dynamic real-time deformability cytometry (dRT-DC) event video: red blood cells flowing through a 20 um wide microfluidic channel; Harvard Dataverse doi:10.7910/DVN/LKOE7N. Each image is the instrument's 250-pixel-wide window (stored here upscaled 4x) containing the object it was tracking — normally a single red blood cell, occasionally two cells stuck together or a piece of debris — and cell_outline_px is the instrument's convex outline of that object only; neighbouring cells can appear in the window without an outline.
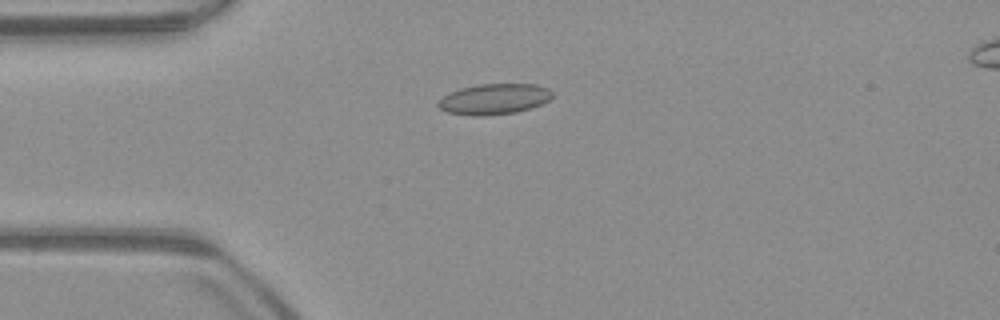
{"species": "common noctule bat (a hibernating species)", "species_latin": "Nyctalus noctula", "temperature_condition": "warm", "stored_images_in_passage": 50, "camera_frame_rate_fps": 3000, "um_per_image_px": 0.085, "animal": {"sex": "male", "body_mass_g": 23.1, "forearm_length_mm": 52.7}, "frame": {"image": 1, "passage_image": 11, "time_ms": 3.333, "image_size_px": [1000, 320], "cell_outline_px": [[552, 96], [548, 100], [532, 108], [516, 112], [484, 116], [472, 116], [448, 112], [440, 108], [436, 104], [448, 92], [460, 88], [476, 84], [536, 84], [548, 88], [552, 92]], "centroid_in_image_um": [41.99, 8.42], "position_along_channel_um": 43.0, "area_um2": 20.46}}
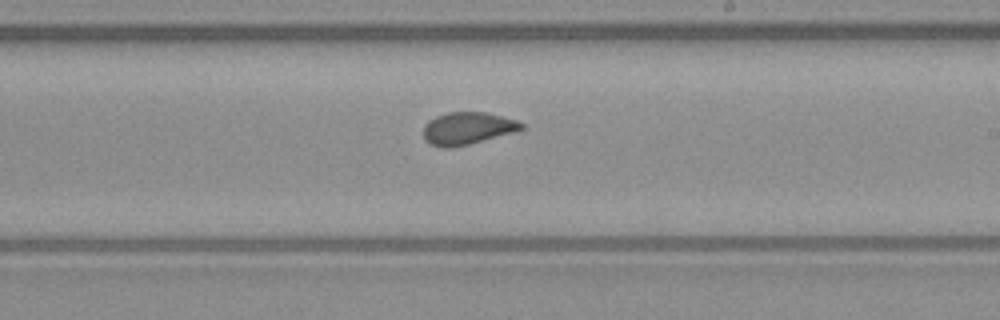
{"frame": {"image": 2, "passage_image": 28, "time_ms": 9.0, "image_size_px": [1000, 320], "cell_outline_px": [[524, 128], [520, 132], [452, 148], [440, 148], [424, 140], [424, 124], [428, 120], [436, 116], [448, 112], [484, 112], [516, 120], [524, 124]], "centroid_in_image_um": [39.76, 10.92], "position_along_channel_um": 249.2, "area_um2": 18.79}}
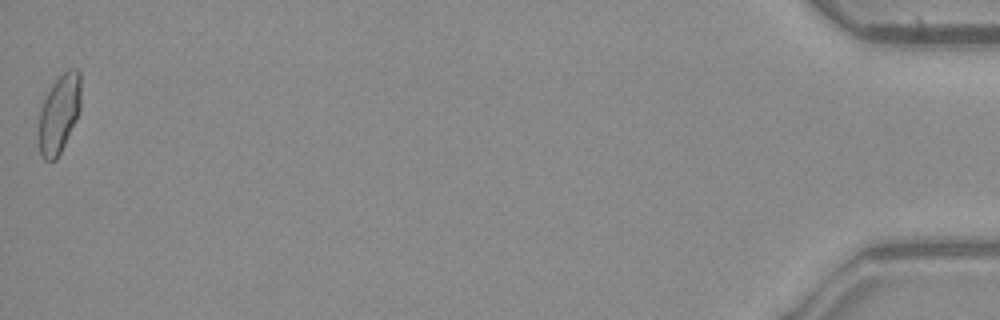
{"frame": {"image": 3, "passage_image": 50, "time_ms": 16.333, "image_size_px": [1000, 320], "cell_outline_px": [[80, 108], [76, 120], [56, 160], [44, 160], [40, 156], [40, 108], [44, 96], [52, 84], [68, 68], [76, 68], [80, 72]], "centroid_in_image_um": [5.03, 9.62], "position_along_channel_um": 430.2, "area_um2": 19.07}, "authors_computed_cell_mechanics": {"area_um2": 19.1318, "velocity_mm_per_s": 3.9457, "shape_relaxation_time_tau1_ms": null, "shape_relaxation_time_tau2_ms": 1.1879, "deformation_change_tau1": null, "deformation_change_tau2": 0.0513}}